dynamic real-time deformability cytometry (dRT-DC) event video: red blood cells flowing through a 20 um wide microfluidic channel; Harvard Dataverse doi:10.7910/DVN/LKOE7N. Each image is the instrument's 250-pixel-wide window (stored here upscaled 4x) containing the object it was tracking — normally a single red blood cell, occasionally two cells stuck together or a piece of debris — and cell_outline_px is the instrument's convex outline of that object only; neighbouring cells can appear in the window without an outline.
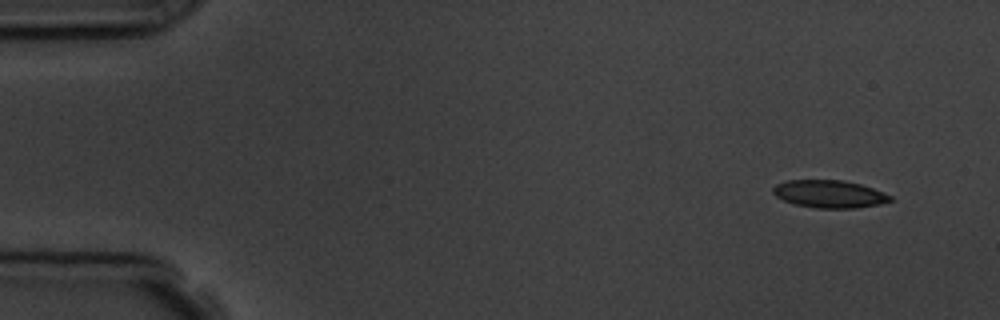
{"species": "common noctule bat (a hibernating species)", "species_latin": "Nyctalus noctula", "temperature_condition": "room temperature", "stored_images_in_passage": 5, "camera_frame_rate_fps": 3000, "um_per_image_px": 0.085, "animal": {"sex": "male", "body_mass_g": 19.5, "forearm_length_mm": 54.6}, "frame": {"image": 1, "passage_image": 1, "time_ms": 0.0, "image_size_px": [1000, 320], "cell_outline_px": [[892, 200], [880, 204], [856, 208], [816, 208], [796, 204], [784, 200], [776, 196], [772, 192], [772, 188], [776, 184], [788, 180], [844, 180], [860, 184], [872, 188], [892, 196]], "centroid_in_image_um": [70.49, 16.48], "position_along_channel_um": 14.5, "area_um2": 18.79}}
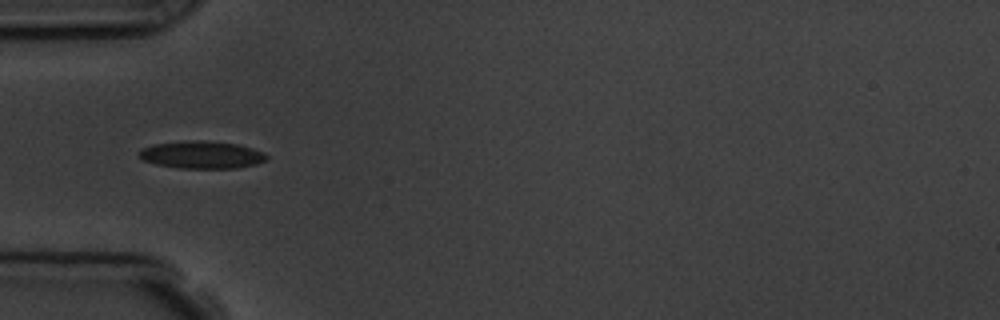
{"frame": {"image": 2, "passage_image": 5, "time_ms": 4.333, "image_size_px": [1000, 320], "cell_outline_px": [[268, 160], [256, 164], [236, 168], [180, 168], [156, 164], [140, 160], [136, 152], [140, 148], [152, 144], [184, 140], [204, 140], [236, 144], [252, 148], [264, 152], [268, 156]], "centroid_in_image_um": [17.08, 13.15], "position_along_channel_um": 67.9, "area_um2": 20.81}}